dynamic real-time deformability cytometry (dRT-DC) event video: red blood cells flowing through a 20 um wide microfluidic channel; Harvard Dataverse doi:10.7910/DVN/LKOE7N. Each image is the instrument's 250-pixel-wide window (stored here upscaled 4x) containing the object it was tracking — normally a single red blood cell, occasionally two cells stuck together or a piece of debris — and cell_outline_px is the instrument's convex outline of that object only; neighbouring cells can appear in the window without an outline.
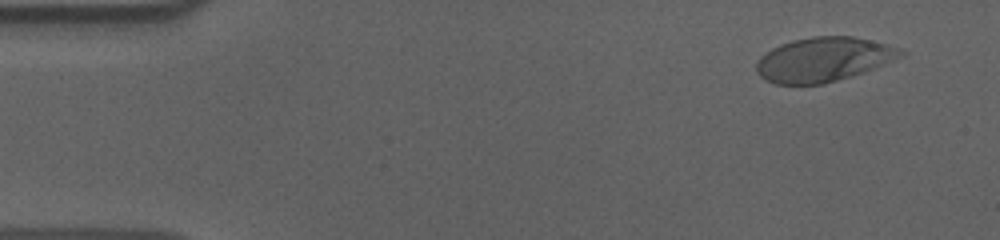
{"species": "human", "species_latin": "Homo sapiens", "temperature_condition": "cold", "stored_images_in_passage": 56, "camera_frame_rate_fps": 3000, "um_per_image_px": 0.085, "donor": {"sex": "male"}, "frame": {"image": 1, "passage_image": 4, "time_ms": 1.0, "image_size_px": [1000, 240], "cell_outline_px": [[908, 52], [904, 56], [864, 72], [824, 84], [776, 84], [760, 76], [756, 72], [756, 60], [760, 56], [772, 48], [780, 44], [792, 40], [812, 36], [852, 36], [904, 48]], "centroid_in_image_um": [70.02, 5.04], "position_along_channel_um": 15.0, "area_um2": 37.51}}
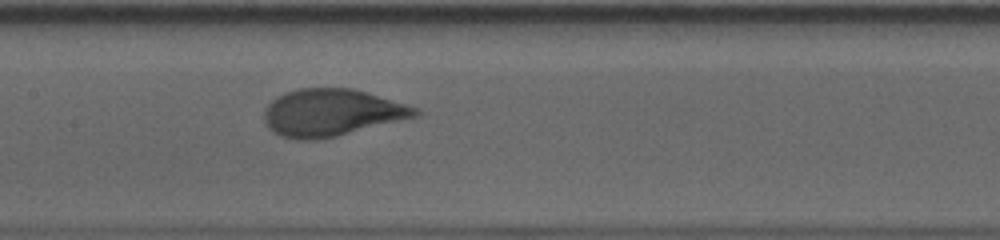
{"frame": {"image": 2, "passage_image": 27, "time_ms": 8.667, "image_size_px": [1000, 240], "cell_outline_px": [[424, 112], [420, 116], [336, 136], [316, 140], [296, 140], [280, 136], [268, 128], [264, 120], [264, 108], [276, 96], [284, 92], [300, 88], [352, 88], [404, 104], [416, 108]], "centroid_in_image_um": [28.15, 9.58], "position_along_channel_um": 179.2, "area_um2": 41.56}}
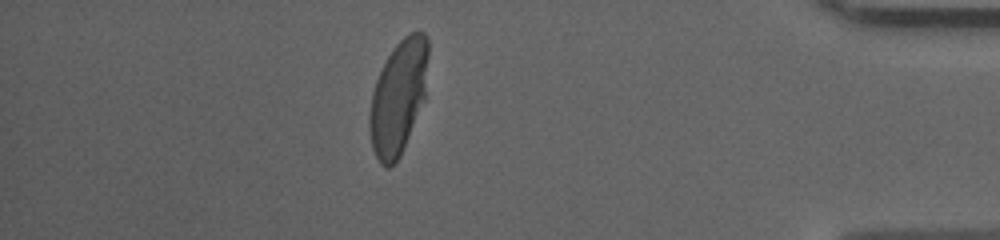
{"frame": {"image": 3, "passage_image": 49, "time_ms": 16.0, "image_size_px": [1000, 240], "cell_outline_px": [[428, 56], [424, 100], [400, 156], [388, 168], [384, 168], [380, 164], [372, 148], [368, 128], [368, 116], [372, 92], [376, 80], [388, 56], [396, 44], [404, 36], [412, 32], [424, 32], [428, 36]], "centroid_in_image_um": [33.84, 8.27], "position_along_channel_um": 401.4, "area_um2": 38.84}, "authors_computed_cell_mechanics": {"area_um2": 40.1999, "velocity_mm_per_s": 3.5908, "shape_relaxation_time_tau1_ms": 5.0164, "shape_relaxation_time_tau2_ms": null, "deformation_change_tau1": 0.1933, "deformation_change_tau2": null}}